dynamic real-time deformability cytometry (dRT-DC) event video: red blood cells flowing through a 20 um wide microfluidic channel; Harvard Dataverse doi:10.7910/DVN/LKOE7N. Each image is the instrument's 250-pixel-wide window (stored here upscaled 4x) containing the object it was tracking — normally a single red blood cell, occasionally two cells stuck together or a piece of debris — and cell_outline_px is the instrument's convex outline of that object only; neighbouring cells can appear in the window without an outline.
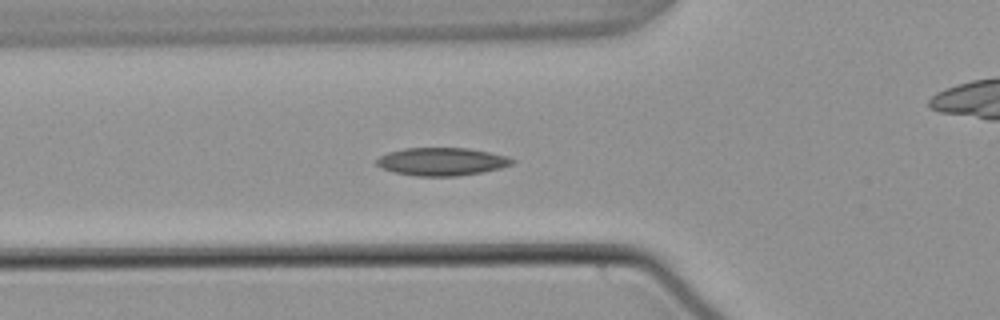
{"species": "common noctule bat (a hibernating species)", "species_latin": "Nyctalus noctula", "temperature_condition": "warm", "stored_images_in_passage": 56, "camera_frame_rate_fps": 3000, "um_per_image_px": 0.085, "animal": {"sex": "male", "body_mass_g": 21.5, "forearm_length_mm": 52.0}, "frame": {"image": 1, "passage_image": 20, "time_ms": 6.333, "image_size_px": [1000, 320], "cell_outline_px": [[516, 160], [512, 164], [500, 168], [484, 172], [456, 176], [416, 176], [396, 172], [380, 168], [376, 164], [376, 160], [380, 156], [388, 152], [404, 148], [468, 148], [508, 156]], "centroid_in_image_um": [37.56, 13.73], "position_along_channel_um": 88.2, "area_um2": 22.08}}
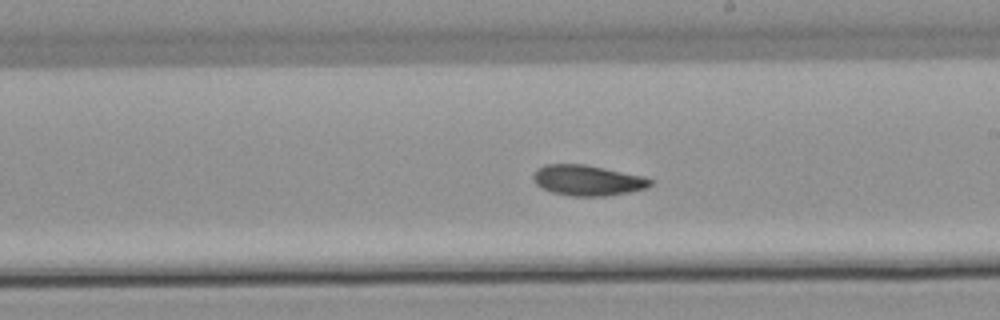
{"frame": {"image": 2, "passage_image": 32, "time_ms": 10.333, "image_size_px": [1000, 320], "cell_outline_px": [[652, 184], [644, 188], [628, 192], [608, 196], [572, 196], [552, 192], [536, 184], [532, 176], [536, 168], [544, 164], [584, 164], [644, 176], [652, 180]], "centroid_in_image_um": [49.91, 15.32], "position_along_channel_um": 239.1, "area_um2": 20.75}}
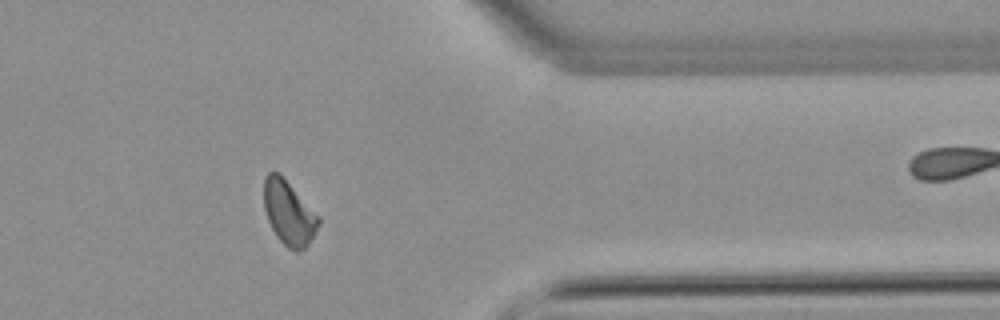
{"frame": {"image": 3, "passage_image": 45, "time_ms": 14.667, "image_size_px": [1000, 320], "cell_outline_px": [[320, 224], [316, 232], [308, 244], [304, 248], [296, 252], [288, 248], [276, 236], [268, 220], [264, 208], [264, 176], [268, 172], [280, 172], [320, 216]], "centroid_in_image_um": [24.56, 18.07], "position_along_channel_um": 386.8, "area_um2": 20.69}}